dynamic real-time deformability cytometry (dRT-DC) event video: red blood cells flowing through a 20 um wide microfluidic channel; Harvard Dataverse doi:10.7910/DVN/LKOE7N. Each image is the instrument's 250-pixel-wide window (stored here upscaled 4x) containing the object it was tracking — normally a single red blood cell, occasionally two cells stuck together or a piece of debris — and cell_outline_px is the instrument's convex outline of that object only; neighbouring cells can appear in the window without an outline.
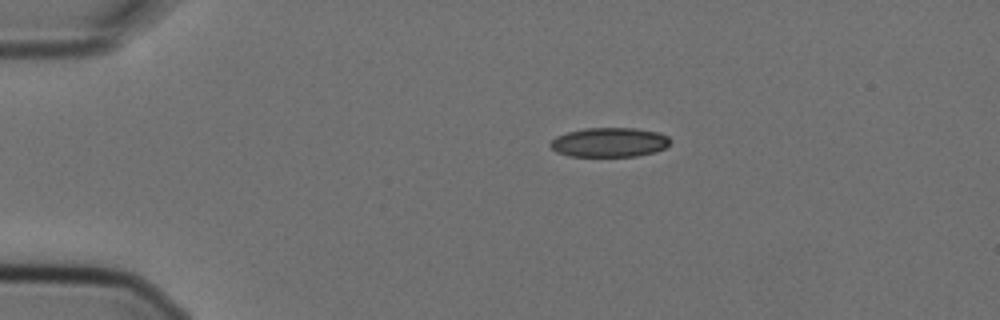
{"species": "Egyptian fruit bat (a non-hibernating species)", "species_latin": "Rousettus aegyptiacus", "temperature_condition": "cold", "stored_images_in_passage": 3, "camera_frame_rate_fps": 3000, "um_per_image_px": 0.085, "animal": {"sex": "female"}, "frame": {"image": 1, "passage_image": 1, "time_ms": 0.0, "image_size_px": [1000, 320], "cell_outline_px": [[668, 144], [664, 148], [656, 152], [636, 156], [568, 156], [556, 152], [548, 144], [556, 136], [568, 132], [584, 128], [636, 128], [656, 132], [668, 136]], "centroid_in_image_um": [51.76, 12.1], "position_along_channel_um": 33.2, "area_um2": 20.46}}
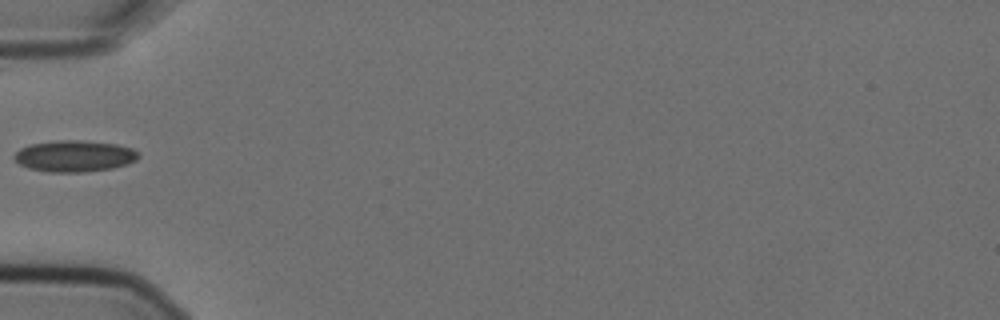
{"frame": {"image": 2, "passage_image": 3, "time_ms": 0.667, "image_size_px": [1000, 320], "cell_outline_px": [[140, 156], [136, 160], [128, 164], [112, 168], [80, 172], [48, 172], [28, 168], [20, 164], [12, 156], [20, 148], [28, 144], [56, 140], [80, 140], [116, 144], [132, 148]], "centroid_in_image_um": [6.3, 13.26], "position_along_channel_um": 78.7, "area_um2": 22.77}}